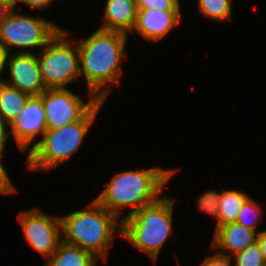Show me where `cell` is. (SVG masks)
<instances>
[{
  "label": "cell",
  "mask_w": 266,
  "mask_h": 266,
  "mask_svg": "<svg viewBox=\"0 0 266 266\" xmlns=\"http://www.w3.org/2000/svg\"><path fill=\"white\" fill-rule=\"evenodd\" d=\"M10 80L4 81L30 96H40L47 90L41 75L37 55L27 50L12 54L9 59Z\"/></svg>",
  "instance_id": "30bf717a"
},
{
  "label": "cell",
  "mask_w": 266,
  "mask_h": 266,
  "mask_svg": "<svg viewBox=\"0 0 266 266\" xmlns=\"http://www.w3.org/2000/svg\"><path fill=\"white\" fill-rule=\"evenodd\" d=\"M26 241L45 261L56 251L62 240L60 217H50L38 209L21 212L18 217Z\"/></svg>",
  "instance_id": "9c48e42d"
},
{
  "label": "cell",
  "mask_w": 266,
  "mask_h": 266,
  "mask_svg": "<svg viewBox=\"0 0 266 266\" xmlns=\"http://www.w3.org/2000/svg\"><path fill=\"white\" fill-rule=\"evenodd\" d=\"M88 207L60 217L62 240L106 261L114 232L119 225L121 235L122 223L96 200Z\"/></svg>",
  "instance_id": "3957f363"
},
{
  "label": "cell",
  "mask_w": 266,
  "mask_h": 266,
  "mask_svg": "<svg viewBox=\"0 0 266 266\" xmlns=\"http://www.w3.org/2000/svg\"><path fill=\"white\" fill-rule=\"evenodd\" d=\"M138 9H158L160 11H180L179 0H136Z\"/></svg>",
  "instance_id": "7402d4cb"
},
{
  "label": "cell",
  "mask_w": 266,
  "mask_h": 266,
  "mask_svg": "<svg viewBox=\"0 0 266 266\" xmlns=\"http://www.w3.org/2000/svg\"><path fill=\"white\" fill-rule=\"evenodd\" d=\"M261 213V207L257 202L248 197L241 206L236 222L257 232L256 224L262 219Z\"/></svg>",
  "instance_id": "d6986e66"
},
{
  "label": "cell",
  "mask_w": 266,
  "mask_h": 266,
  "mask_svg": "<svg viewBox=\"0 0 266 266\" xmlns=\"http://www.w3.org/2000/svg\"><path fill=\"white\" fill-rule=\"evenodd\" d=\"M52 1L53 0H16V4L20 2L30 8L41 10L45 7H48Z\"/></svg>",
  "instance_id": "d4e9b609"
},
{
  "label": "cell",
  "mask_w": 266,
  "mask_h": 266,
  "mask_svg": "<svg viewBox=\"0 0 266 266\" xmlns=\"http://www.w3.org/2000/svg\"><path fill=\"white\" fill-rule=\"evenodd\" d=\"M47 129H59L79 121L99 100L90 98L85 103L69 89H47L41 95Z\"/></svg>",
  "instance_id": "ba28073f"
},
{
  "label": "cell",
  "mask_w": 266,
  "mask_h": 266,
  "mask_svg": "<svg viewBox=\"0 0 266 266\" xmlns=\"http://www.w3.org/2000/svg\"><path fill=\"white\" fill-rule=\"evenodd\" d=\"M181 19V11L138 9L136 22L131 32L137 31L144 39L159 41L173 29Z\"/></svg>",
  "instance_id": "7c38bea8"
},
{
  "label": "cell",
  "mask_w": 266,
  "mask_h": 266,
  "mask_svg": "<svg viewBox=\"0 0 266 266\" xmlns=\"http://www.w3.org/2000/svg\"><path fill=\"white\" fill-rule=\"evenodd\" d=\"M231 259V256L217 253L206 258L200 266H232Z\"/></svg>",
  "instance_id": "603a6c76"
},
{
  "label": "cell",
  "mask_w": 266,
  "mask_h": 266,
  "mask_svg": "<svg viewBox=\"0 0 266 266\" xmlns=\"http://www.w3.org/2000/svg\"><path fill=\"white\" fill-rule=\"evenodd\" d=\"M9 125L17 147L26 151L35 137L44 135L47 130L42 97L30 96L23 111Z\"/></svg>",
  "instance_id": "8fae6325"
},
{
  "label": "cell",
  "mask_w": 266,
  "mask_h": 266,
  "mask_svg": "<svg viewBox=\"0 0 266 266\" xmlns=\"http://www.w3.org/2000/svg\"><path fill=\"white\" fill-rule=\"evenodd\" d=\"M199 11L212 20H231L232 0H197Z\"/></svg>",
  "instance_id": "ac0fdd59"
},
{
  "label": "cell",
  "mask_w": 266,
  "mask_h": 266,
  "mask_svg": "<svg viewBox=\"0 0 266 266\" xmlns=\"http://www.w3.org/2000/svg\"><path fill=\"white\" fill-rule=\"evenodd\" d=\"M174 203L171 198H159L121 221V235L150 256L153 262L173 233Z\"/></svg>",
  "instance_id": "277c9868"
},
{
  "label": "cell",
  "mask_w": 266,
  "mask_h": 266,
  "mask_svg": "<svg viewBox=\"0 0 266 266\" xmlns=\"http://www.w3.org/2000/svg\"><path fill=\"white\" fill-rule=\"evenodd\" d=\"M9 51L5 48L3 43L0 41V77L1 73L3 72L4 66L6 65V62L8 60ZM4 82V80L0 79V83Z\"/></svg>",
  "instance_id": "4316f807"
},
{
  "label": "cell",
  "mask_w": 266,
  "mask_h": 266,
  "mask_svg": "<svg viewBox=\"0 0 266 266\" xmlns=\"http://www.w3.org/2000/svg\"><path fill=\"white\" fill-rule=\"evenodd\" d=\"M4 155L0 154V194L1 193H15L16 188H14L13 184L9 176L7 175L1 160Z\"/></svg>",
  "instance_id": "cb8c5ba5"
},
{
  "label": "cell",
  "mask_w": 266,
  "mask_h": 266,
  "mask_svg": "<svg viewBox=\"0 0 266 266\" xmlns=\"http://www.w3.org/2000/svg\"><path fill=\"white\" fill-rule=\"evenodd\" d=\"M127 35L98 28L87 39L78 41L80 75L87 81L89 98L105 102L110 94V84L119 85L120 63L125 55ZM103 87L104 90H101Z\"/></svg>",
  "instance_id": "6da1fadb"
},
{
  "label": "cell",
  "mask_w": 266,
  "mask_h": 266,
  "mask_svg": "<svg viewBox=\"0 0 266 266\" xmlns=\"http://www.w3.org/2000/svg\"><path fill=\"white\" fill-rule=\"evenodd\" d=\"M236 264L234 266H266L262 251L257 241L246 247L243 251L234 254Z\"/></svg>",
  "instance_id": "ffe728a7"
},
{
  "label": "cell",
  "mask_w": 266,
  "mask_h": 266,
  "mask_svg": "<svg viewBox=\"0 0 266 266\" xmlns=\"http://www.w3.org/2000/svg\"><path fill=\"white\" fill-rule=\"evenodd\" d=\"M221 193L217 191H207L199 196L198 208L208 214H212L216 219L218 216V202Z\"/></svg>",
  "instance_id": "44dd1931"
},
{
  "label": "cell",
  "mask_w": 266,
  "mask_h": 266,
  "mask_svg": "<svg viewBox=\"0 0 266 266\" xmlns=\"http://www.w3.org/2000/svg\"><path fill=\"white\" fill-rule=\"evenodd\" d=\"M102 17L104 30L131 33L138 13L136 0H107Z\"/></svg>",
  "instance_id": "5bb4252c"
},
{
  "label": "cell",
  "mask_w": 266,
  "mask_h": 266,
  "mask_svg": "<svg viewBox=\"0 0 266 266\" xmlns=\"http://www.w3.org/2000/svg\"><path fill=\"white\" fill-rule=\"evenodd\" d=\"M11 8L0 26V41L10 52V47L36 48L45 47L49 41L61 30L51 21L43 18L25 16L13 12Z\"/></svg>",
  "instance_id": "52a82bcc"
},
{
  "label": "cell",
  "mask_w": 266,
  "mask_h": 266,
  "mask_svg": "<svg viewBox=\"0 0 266 266\" xmlns=\"http://www.w3.org/2000/svg\"><path fill=\"white\" fill-rule=\"evenodd\" d=\"M68 34L61 29L37 56L47 89H66L67 84L80 76L78 46L67 41Z\"/></svg>",
  "instance_id": "8992f818"
},
{
  "label": "cell",
  "mask_w": 266,
  "mask_h": 266,
  "mask_svg": "<svg viewBox=\"0 0 266 266\" xmlns=\"http://www.w3.org/2000/svg\"><path fill=\"white\" fill-rule=\"evenodd\" d=\"M98 261L92 253L61 240L45 266H96Z\"/></svg>",
  "instance_id": "9a60e30c"
},
{
  "label": "cell",
  "mask_w": 266,
  "mask_h": 266,
  "mask_svg": "<svg viewBox=\"0 0 266 266\" xmlns=\"http://www.w3.org/2000/svg\"><path fill=\"white\" fill-rule=\"evenodd\" d=\"M9 126L8 123H6L1 117H0V154L3 155L5 142L7 140V137L10 135V132L8 133L6 131V126Z\"/></svg>",
  "instance_id": "484cf974"
},
{
  "label": "cell",
  "mask_w": 266,
  "mask_h": 266,
  "mask_svg": "<svg viewBox=\"0 0 266 266\" xmlns=\"http://www.w3.org/2000/svg\"><path fill=\"white\" fill-rule=\"evenodd\" d=\"M29 97L6 82L0 83V117L10 124L23 111Z\"/></svg>",
  "instance_id": "2e32d148"
},
{
  "label": "cell",
  "mask_w": 266,
  "mask_h": 266,
  "mask_svg": "<svg viewBox=\"0 0 266 266\" xmlns=\"http://www.w3.org/2000/svg\"><path fill=\"white\" fill-rule=\"evenodd\" d=\"M257 243L260 246V249L262 251V255H263L265 263H266V230H261L258 233Z\"/></svg>",
  "instance_id": "83f0119b"
},
{
  "label": "cell",
  "mask_w": 266,
  "mask_h": 266,
  "mask_svg": "<svg viewBox=\"0 0 266 266\" xmlns=\"http://www.w3.org/2000/svg\"><path fill=\"white\" fill-rule=\"evenodd\" d=\"M0 2H3L5 3L6 5H8L10 8H13L15 7L16 5V0H0Z\"/></svg>",
  "instance_id": "f546056e"
},
{
  "label": "cell",
  "mask_w": 266,
  "mask_h": 266,
  "mask_svg": "<svg viewBox=\"0 0 266 266\" xmlns=\"http://www.w3.org/2000/svg\"><path fill=\"white\" fill-rule=\"evenodd\" d=\"M259 232L246 228L238 222H230L215 229L211 247L213 249L220 248V251L221 249L224 250V253L218 251L220 254L232 257L233 254L243 251L249 245L254 244L257 241ZM225 250L227 254H225Z\"/></svg>",
  "instance_id": "4fadbf2b"
},
{
  "label": "cell",
  "mask_w": 266,
  "mask_h": 266,
  "mask_svg": "<svg viewBox=\"0 0 266 266\" xmlns=\"http://www.w3.org/2000/svg\"><path fill=\"white\" fill-rule=\"evenodd\" d=\"M11 8L6 5L3 2H0V26H1V22L4 19V17L6 16L7 12L10 10Z\"/></svg>",
  "instance_id": "f1b7e54d"
},
{
  "label": "cell",
  "mask_w": 266,
  "mask_h": 266,
  "mask_svg": "<svg viewBox=\"0 0 266 266\" xmlns=\"http://www.w3.org/2000/svg\"><path fill=\"white\" fill-rule=\"evenodd\" d=\"M104 101L99 100L79 121L59 129H47L27 157L28 169L49 170L68 160L77 150Z\"/></svg>",
  "instance_id": "5b68a950"
},
{
  "label": "cell",
  "mask_w": 266,
  "mask_h": 266,
  "mask_svg": "<svg viewBox=\"0 0 266 266\" xmlns=\"http://www.w3.org/2000/svg\"><path fill=\"white\" fill-rule=\"evenodd\" d=\"M174 172L158 166L118 172L95 200L117 218L119 209L133 206L125 217L130 216L158 200Z\"/></svg>",
  "instance_id": "7a4b0ae2"
},
{
  "label": "cell",
  "mask_w": 266,
  "mask_h": 266,
  "mask_svg": "<svg viewBox=\"0 0 266 266\" xmlns=\"http://www.w3.org/2000/svg\"><path fill=\"white\" fill-rule=\"evenodd\" d=\"M248 197L244 192L222 188L218 202L216 228L230 222H236L241 206Z\"/></svg>",
  "instance_id": "e0dca14e"
}]
</instances>
